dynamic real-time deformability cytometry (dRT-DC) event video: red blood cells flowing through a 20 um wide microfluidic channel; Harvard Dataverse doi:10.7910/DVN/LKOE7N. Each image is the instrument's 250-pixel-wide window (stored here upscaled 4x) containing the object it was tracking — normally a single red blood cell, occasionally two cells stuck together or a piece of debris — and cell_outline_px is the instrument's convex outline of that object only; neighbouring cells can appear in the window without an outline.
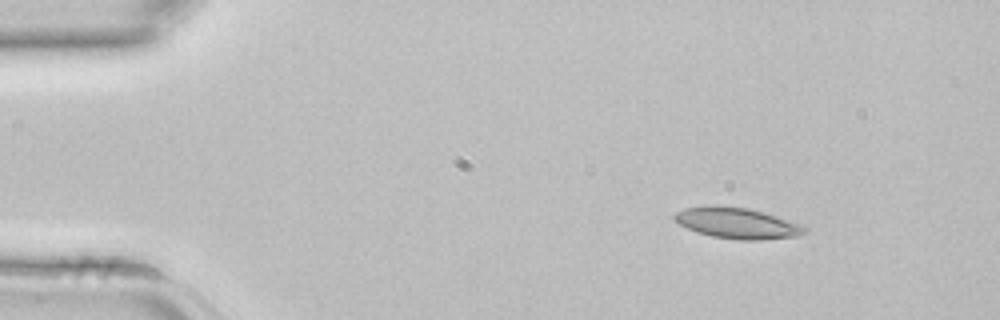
{"species": "common noctule bat (a hibernating species)", "species_latin": "Nyctalus noctula", "temperature_condition": "room temperature", "stored_images_in_passage": 4, "camera_frame_rate_fps": 3000, "um_per_image_px": 0.085, "animal": {"sex": "female", "body_mass_g": 22.7, "forearm_length_mm": 54.2}, "frame": {"image": 1, "passage_image": 2, "time_ms": 0.333, "image_size_px": [1000, 320], "cell_outline_px": [[808, 232], [800, 236], [760, 240], [740, 240], [712, 236], [696, 232], [672, 220], [672, 216], [676, 212], [684, 208], [748, 208], [764, 212], [804, 224], [808, 228]], "centroid_in_image_um": [62.77, 19.01], "position_along_channel_um": 22.2, "area_um2": 23.06}}
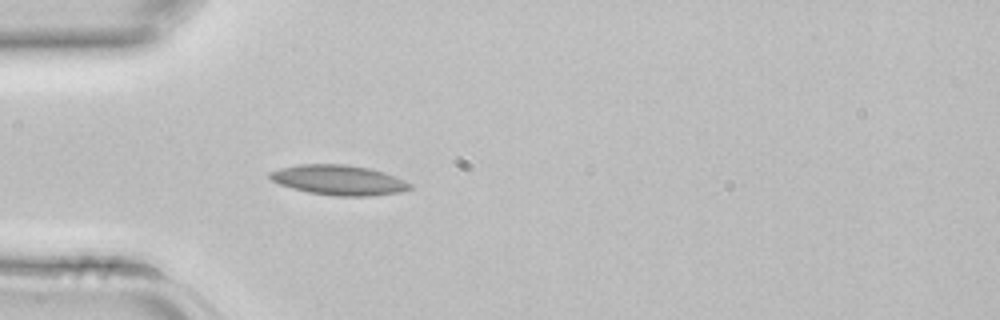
{"frame": {"image": 2, "passage_image": 4, "time_ms": 1.0, "image_size_px": [1000, 320], "cell_outline_px": [[412, 188], [400, 192], [372, 196], [336, 196], [308, 192], [292, 188], [280, 184], [272, 180], [268, 176], [268, 172], [280, 168], [300, 164], [344, 164], [368, 168], [384, 172], [404, 180], [412, 184]], "centroid_in_image_um": [28.79, 15.3], "position_along_channel_um": 56.2, "area_um2": 24.45}}